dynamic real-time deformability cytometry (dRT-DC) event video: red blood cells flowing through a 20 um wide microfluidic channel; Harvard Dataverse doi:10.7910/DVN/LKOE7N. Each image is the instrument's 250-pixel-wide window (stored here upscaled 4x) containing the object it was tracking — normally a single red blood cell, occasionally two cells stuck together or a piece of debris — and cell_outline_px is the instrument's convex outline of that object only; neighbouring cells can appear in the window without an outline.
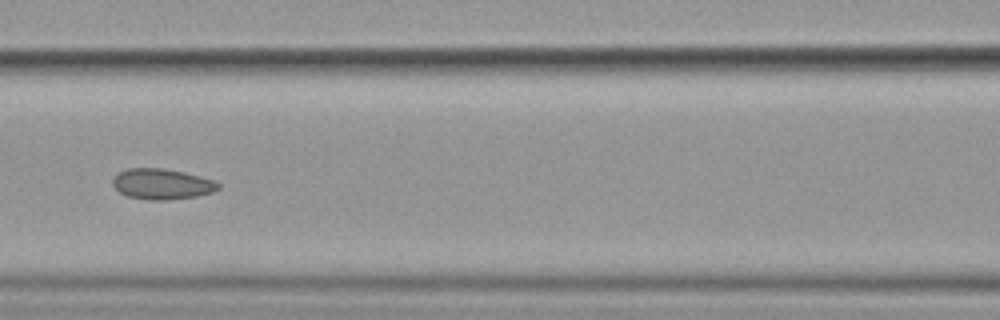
{"species": "common noctule bat (a hibernating species)", "species_latin": "Nyctalus noctula", "temperature_condition": "cold", "stored_images_in_passage": 16, "camera_frame_rate_fps": 3000, "um_per_image_px": 0.085, "animal": {"sex": "female", "body_mass_g": 19.9}, "frame": {"image": 1, "passage_image": 7, "time_ms": 7.667, "image_size_px": [1000, 320], "cell_outline_px": [[220, 188], [212, 192], [196, 196], [164, 200], [148, 200], [128, 196], [120, 192], [112, 184], [112, 180], [120, 172], [128, 168], [160, 168], [184, 172], [200, 176], [212, 180], [220, 184]], "centroid_in_image_um": [13.77, 15.64], "position_along_channel_um": 152.8, "area_um2": 18.61}}
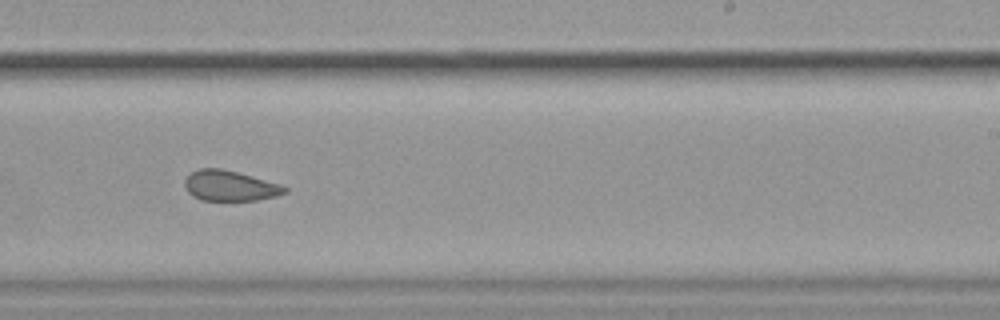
{"frame": {"image": 2, "passage_image": 10, "time_ms": 11.0, "image_size_px": [1000, 320], "cell_outline_px": [[288, 192], [276, 196], [256, 200], [200, 200], [192, 196], [188, 192], [184, 184], [184, 180], [192, 172], [200, 168], [220, 168], [236, 172], [280, 184], [288, 188]], "centroid_in_image_um": [19.53, 15.8], "position_along_channel_um": 269.5, "area_um2": 17.57}}
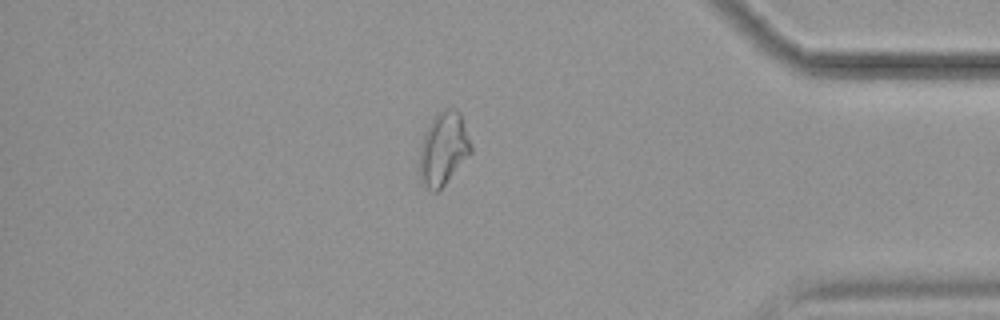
{"frame": {"image": 3, "passage_image": 16, "time_ms": 19.0, "image_size_px": [1000, 320], "cell_outline_px": [[472, 152], [444, 184], [436, 192], [432, 192], [420, 180], [420, 144], [424, 132], [432, 116], [436, 112], [444, 108], [448, 108], [460, 112], [472, 144]], "centroid_in_image_um": [37.68, 12.59], "position_along_channel_um": 397.5, "area_um2": 21.96}, "authors_computed_cell_mechanics": {"area_um2": 20.1433, "velocity_mm_per_s": 3.5132, "shape_relaxation_time_tau1_ms": null, "shape_relaxation_time_tau2_ms": 2.6273, "deformation_change_tau1": null, "deformation_change_tau2": 0.0566}}